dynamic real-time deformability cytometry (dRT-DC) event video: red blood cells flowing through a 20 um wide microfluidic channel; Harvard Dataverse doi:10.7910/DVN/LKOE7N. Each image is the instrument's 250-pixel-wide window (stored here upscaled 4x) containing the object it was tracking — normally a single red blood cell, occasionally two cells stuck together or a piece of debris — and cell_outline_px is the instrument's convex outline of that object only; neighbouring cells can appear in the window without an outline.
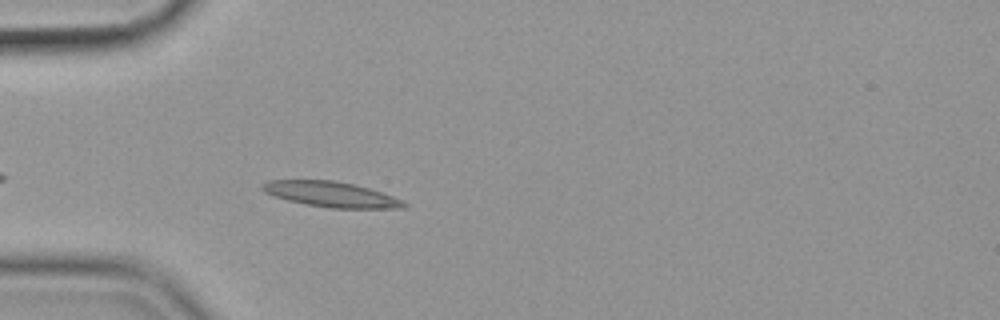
{"species": "common noctule bat (a hibernating species)", "species_latin": "Nyctalus noctula", "temperature_condition": "cold", "stored_images_in_passage": 46, "camera_frame_rate_fps": 3000, "um_per_image_px": 0.085, "animal": {"sex": "female", "body_mass_g": 19.9}, "frame": {"image": 1, "passage_image": 6, "time_ms": 1.667, "image_size_px": [1000, 320], "cell_outline_px": [[408, 208], [328, 208], [304, 204], [288, 200], [264, 192], [260, 188], [260, 184], [268, 180], [332, 180], [352, 184], [368, 188], [404, 200], [408, 204]], "centroid_in_image_um": [28.14, 16.52], "position_along_channel_um": 56.9, "area_um2": 20.92}}
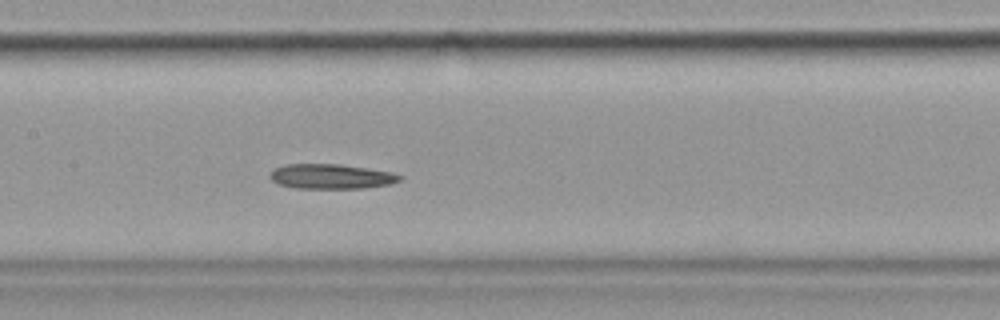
{"frame": {"image": 2, "passage_image": 17, "time_ms": 5.333, "image_size_px": [1000, 320], "cell_outline_px": [[404, 176], [400, 180], [388, 184], [364, 188], [296, 188], [276, 184], [268, 176], [276, 168], [284, 164], [340, 164], [392, 172]], "centroid_in_image_um": [28.13, 15.0], "position_along_channel_um": 179.3, "area_um2": 18.73}}
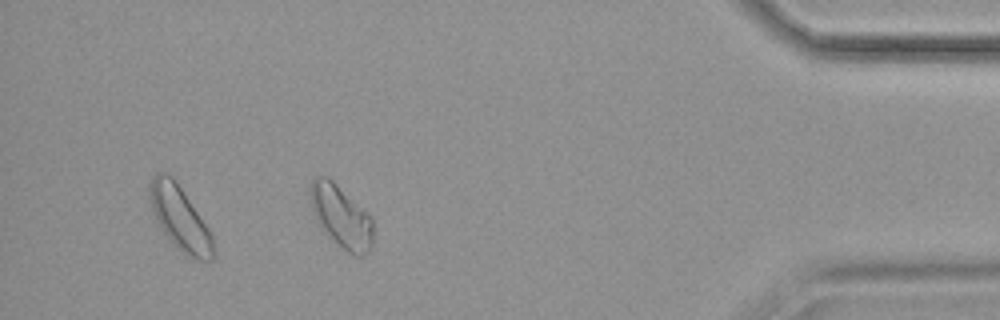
{"frame": {"image": 3, "passage_image": 40, "time_ms": 13.0, "image_size_px": [1000, 320], "cell_outline_px": [[372, 244], [368, 252], [360, 256], [352, 256], [328, 236], [316, 220], [312, 212], [308, 196], [308, 192], [312, 180], [316, 176], [328, 176], [372, 216]], "centroid_in_image_um": [28.96, 18.38], "position_along_channel_um": 406.2, "area_um2": 23.12}}